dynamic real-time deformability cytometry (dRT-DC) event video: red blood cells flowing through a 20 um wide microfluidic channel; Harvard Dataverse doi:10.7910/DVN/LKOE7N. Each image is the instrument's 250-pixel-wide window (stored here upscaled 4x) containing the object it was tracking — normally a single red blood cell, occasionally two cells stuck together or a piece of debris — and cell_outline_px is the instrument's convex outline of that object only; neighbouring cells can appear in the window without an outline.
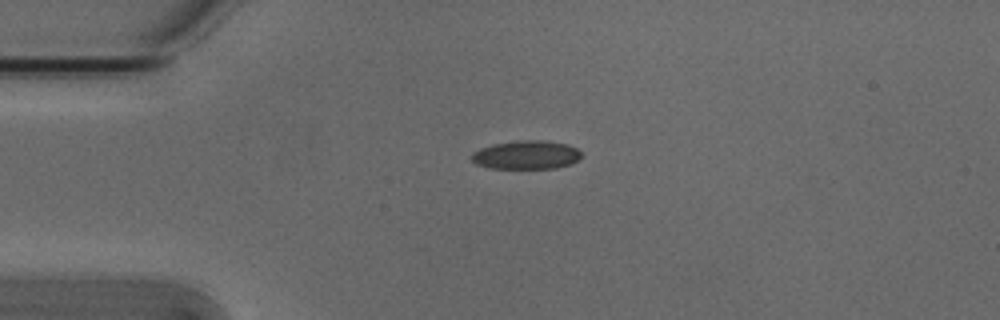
{"species": "Egyptian fruit bat (a non-hibernating species)", "species_latin": "Rousettus aegyptiacus", "temperature_condition": "cold", "stored_images_in_passage": 2, "camera_frame_rate_fps": 3000, "um_per_image_px": 0.085, "animal": {"sex": "male"}, "frame": {"image": 1, "passage_image": 1, "time_ms": 0.0, "image_size_px": [1000, 320], "cell_outline_px": [[584, 156], [572, 164], [556, 168], [488, 168], [476, 164], [472, 160], [472, 152], [480, 148], [492, 144], [520, 140], [544, 140], [568, 144], [576, 148]], "centroid_in_image_um": [44.76, 13.16], "position_along_channel_um": 40.2, "area_um2": 18.5}}